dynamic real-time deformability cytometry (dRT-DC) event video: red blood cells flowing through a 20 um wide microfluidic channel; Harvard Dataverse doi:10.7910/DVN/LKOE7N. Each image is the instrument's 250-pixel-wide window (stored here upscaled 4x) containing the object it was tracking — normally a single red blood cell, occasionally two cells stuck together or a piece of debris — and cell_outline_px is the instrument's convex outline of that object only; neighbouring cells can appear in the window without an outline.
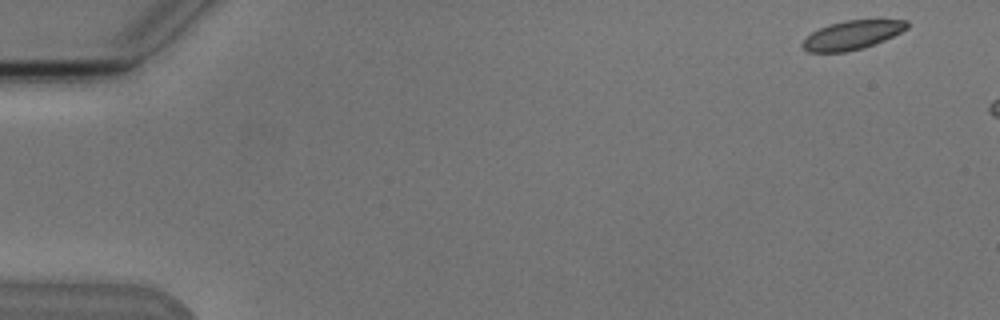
{"species": "Egyptian fruit bat (a non-hibernating species)", "species_latin": "Rousettus aegyptiacus", "temperature_condition": "cold", "stored_images_in_passage": 5, "camera_frame_rate_fps": 3000, "um_per_image_px": 0.085, "animal": {"sex": "male"}, "frame": {"image": 1, "passage_image": 1, "time_ms": 0.0, "image_size_px": [1000, 320], "cell_outline_px": [[908, 28], [884, 40], [864, 48], [844, 52], [808, 52], [800, 44], [812, 32], [828, 24], [844, 20], [908, 20]], "centroid_in_image_um": [72.41, 2.98], "position_along_channel_um": 12.6, "area_um2": 17.46}}